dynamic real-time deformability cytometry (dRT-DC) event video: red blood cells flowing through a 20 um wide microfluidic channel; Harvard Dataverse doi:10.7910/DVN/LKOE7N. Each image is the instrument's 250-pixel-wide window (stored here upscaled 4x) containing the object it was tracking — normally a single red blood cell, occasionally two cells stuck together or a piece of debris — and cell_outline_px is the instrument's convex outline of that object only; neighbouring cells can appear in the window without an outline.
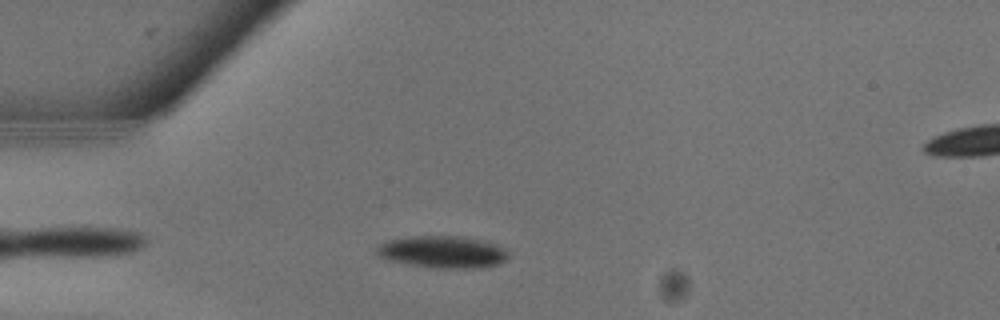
{"species": "common noctule bat (a hibernating species)", "species_latin": "Nyctalus noctula", "temperature_condition": "warm", "stored_images_in_passage": 3, "camera_frame_rate_fps": 3000, "um_per_image_px": 0.085, "animal": {"sex": "male", "body_mass_g": 13.3}, "frame": {"image": 1, "passage_image": 2, "time_ms": 0.333, "image_size_px": [1000, 320], "cell_outline_px": [[508, 256], [504, 260], [496, 264], [480, 268], [444, 268], [412, 264], [388, 260], [380, 256], [376, 252], [376, 248], [384, 240], [412, 236], [456, 236], [496, 244], [504, 248], [508, 252]], "centroid_in_image_um": [37.59, 21.4], "position_along_channel_um": 47.4, "area_um2": 24.16}}